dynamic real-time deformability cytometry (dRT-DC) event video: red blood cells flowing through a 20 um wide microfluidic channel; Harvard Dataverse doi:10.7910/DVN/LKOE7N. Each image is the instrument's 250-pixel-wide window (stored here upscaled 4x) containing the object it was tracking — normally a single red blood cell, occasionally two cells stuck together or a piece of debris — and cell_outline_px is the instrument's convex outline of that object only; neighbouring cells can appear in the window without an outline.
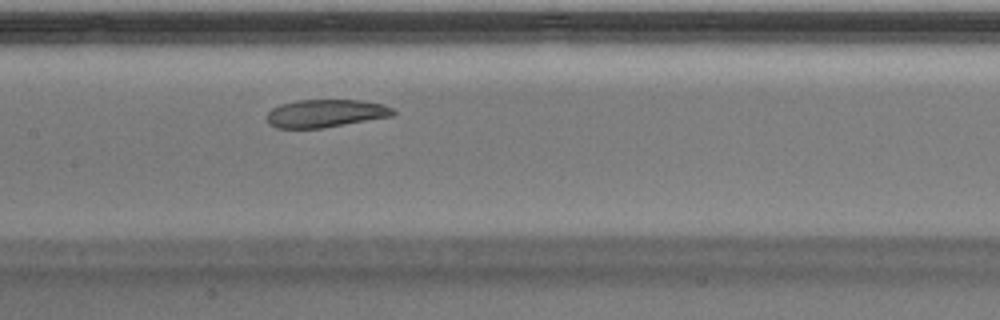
{"species": "Egyptian fruit bat (a non-hibernating species)", "species_latin": "Rousettus aegyptiacus", "temperature_condition": "warm", "stored_images_in_passage": 38, "camera_frame_rate_fps": 3000, "um_per_image_px": 0.085, "animal": {"sex": "male"}, "frame": {"image": 1, "passage_image": 12, "time_ms": 3.667, "image_size_px": [1000, 320], "cell_outline_px": [[396, 112], [392, 116], [320, 128], [276, 128], [268, 124], [268, 112], [272, 108], [280, 104], [296, 100], [360, 100], [384, 104], [392, 108]], "centroid_in_image_um": [27.66, 9.63], "position_along_channel_um": 179.7, "area_um2": 20.4}, "authors_computed_cell_mechanics": {"area_um2": 23.3223, "velocity_mm_per_s": 3.9504, "shape_relaxation_time_tau1_ms": null, "shape_relaxation_time_tau2_ms": 2.4874, "deformation_change_tau1": null, "deformation_change_tau2": 0.0773}}